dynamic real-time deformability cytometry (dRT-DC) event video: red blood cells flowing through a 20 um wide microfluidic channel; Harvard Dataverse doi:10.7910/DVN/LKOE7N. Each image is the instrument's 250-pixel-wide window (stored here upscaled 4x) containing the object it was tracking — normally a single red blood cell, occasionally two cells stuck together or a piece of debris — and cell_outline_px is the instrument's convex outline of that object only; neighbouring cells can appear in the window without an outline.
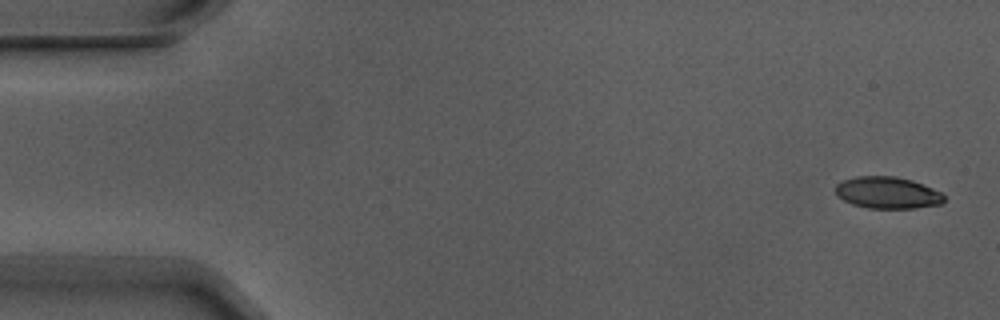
{"species": "Egyptian fruit bat (a non-hibernating species)", "species_latin": "Rousettus aegyptiacus", "temperature_condition": "warm", "stored_images_in_passage": 4, "camera_frame_rate_fps": 3000, "um_per_image_px": 0.085, "animal": {"sex": "male"}, "frame": {"image": 1, "passage_image": 1, "time_ms": 0.0, "image_size_px": [1000, 320], "cell_outline_px": [[944, 200], [940, 204], [916, 208], [868, 208], [852, 204], [844, 200], [836, 192], [836, 184], [844, 180], [856, 176], [896, 176], [912, 180], [932, 188], [940, 192], [944, 196]], "centroid_in_image_um": [75.44, 16.37], "position_along_channel_um": 9.6, "area_um2": 19.94}}